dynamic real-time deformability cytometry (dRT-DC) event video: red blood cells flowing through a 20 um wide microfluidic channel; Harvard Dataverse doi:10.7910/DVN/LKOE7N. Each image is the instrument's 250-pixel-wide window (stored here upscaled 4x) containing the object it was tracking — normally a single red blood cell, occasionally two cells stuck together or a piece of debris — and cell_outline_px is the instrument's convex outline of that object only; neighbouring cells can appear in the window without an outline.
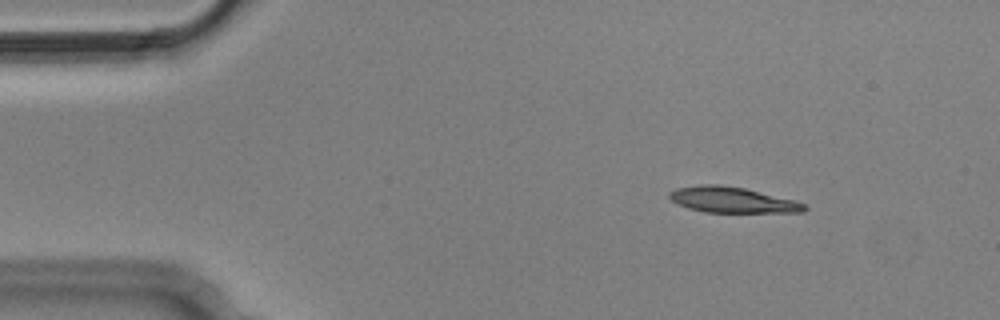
{"species": "Egyptian fruit bat (a non-hibernating species)", "species_latin": "Rousettus aegyptiacus", "temperature_condition": "cold", "stored_images_in_passage": 4, "camera_frame_rate_fps": 3000, "um_per_image_px": 0.085, "animal": {"sex": "male"}, "frame": {"image": 1, "passage_image": 2, "time_ms": 0.333, "image_size_px": [1000, 320], "cell_outline_px": [[808, 208], [804, 212], [704, 212], [688, 208], [676, 204], [668, 196], [668, 192], [676, 188], [700, 184], [720, 184], [744, 188], [796, 200], [804, 204]], "centroid_in_image_um": [62.21, 16.98], "position_along_channel_um": 22.8, "area_um2": 20.35}}